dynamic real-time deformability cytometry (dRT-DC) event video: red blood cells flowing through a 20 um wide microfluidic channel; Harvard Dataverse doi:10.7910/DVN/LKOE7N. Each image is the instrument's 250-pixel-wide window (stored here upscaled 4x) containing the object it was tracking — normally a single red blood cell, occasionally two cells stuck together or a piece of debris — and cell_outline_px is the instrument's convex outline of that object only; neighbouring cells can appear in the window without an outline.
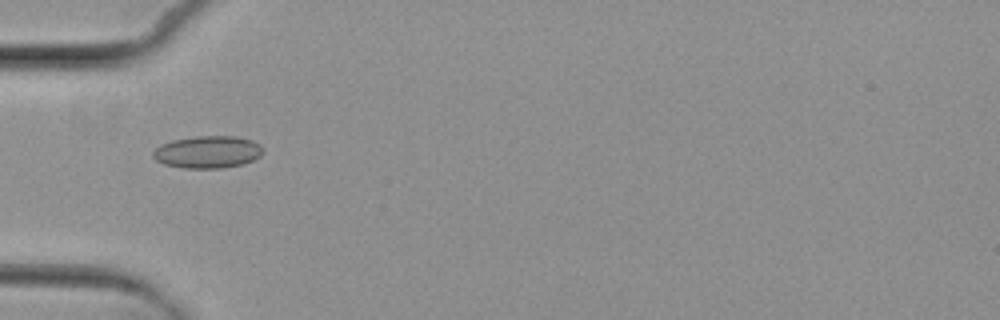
{"species": "common noctule bat (a hibernating species)", "species_latin": "Nyctalus noctula", "temperature_condition": "cold", "stored_images_in_passage": 7, "camera_frame_rate_fps": 3000, "um_per_image_px": 0.085, "animal": {"sex": "female", "body_mass_g": 29.2, "forearm_length_mm": 56.3}, "frame": {"image": 1, "passage_image": 5, "time_ms": 5.667, "image_size_px": [1000, 320], "cell_outline_px": [[264, 152], [260, 156], [244, 164], [224, 168], [184, 168], [164, 164], [156, 160], [152, 156], [152, 152], [160, 144], [172, 140], [196, 136], [236, 136], [252, 140], [260, 144], [264, 148]], "centroid_in_image_um": [17.67, 12.92], "position_along_channel_um": 67.3, "area_um2": 20.92}}
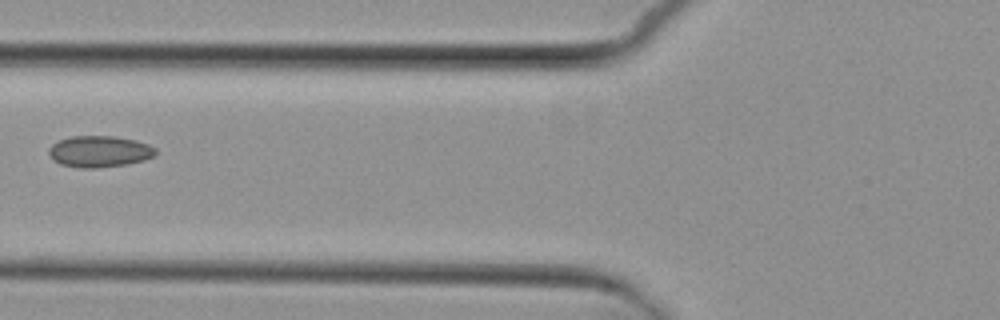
{"frame": {"image": 2, "passage_image": 6, "time_ms": 7.0, "image_size_px": [1000, 320], "cell_outline_px": [[156, 156], [144, 160], [128, 164], [96, 168], [80, 168], [60, 164], [52, 160], [48, 152], [48, 148], [52, 144], [60, 140], [72, 136], [112, 136], [136, 140], [148, 144], [156, 148]], "centroid_in_image_um": [8.45, 12.88], "position_along_channel_um": 117.3, "area_um2": 19.71}}
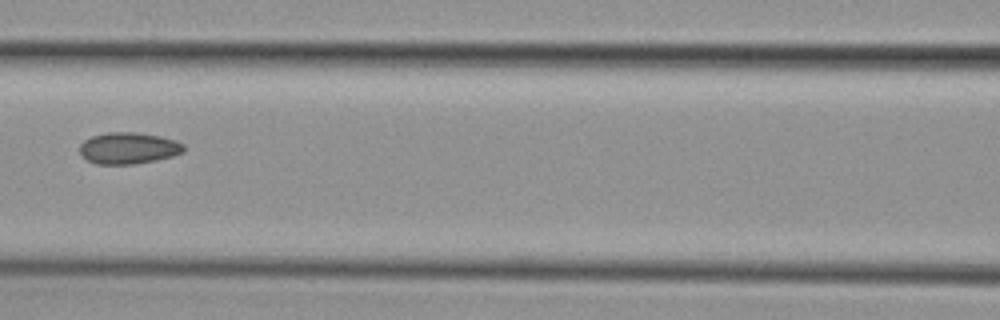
{"frame": {"image": 3, "passage_image": 7, "time_ms": 8.0, "image_size_px": [1000, 320], "cell_outline_px": [[184, 152], [172, 156], [156, 160], [132, 164], [96, 164], [80, 156], [80, 144], [84, 140], [92, 136], [108, 132], [136, 132], [160, 136], [176, 140], [184, 144]], "centroid_in_image_um": [10.91, 12.59], "position_along_channel_um": 155.7, "area_um2": 19.19}}